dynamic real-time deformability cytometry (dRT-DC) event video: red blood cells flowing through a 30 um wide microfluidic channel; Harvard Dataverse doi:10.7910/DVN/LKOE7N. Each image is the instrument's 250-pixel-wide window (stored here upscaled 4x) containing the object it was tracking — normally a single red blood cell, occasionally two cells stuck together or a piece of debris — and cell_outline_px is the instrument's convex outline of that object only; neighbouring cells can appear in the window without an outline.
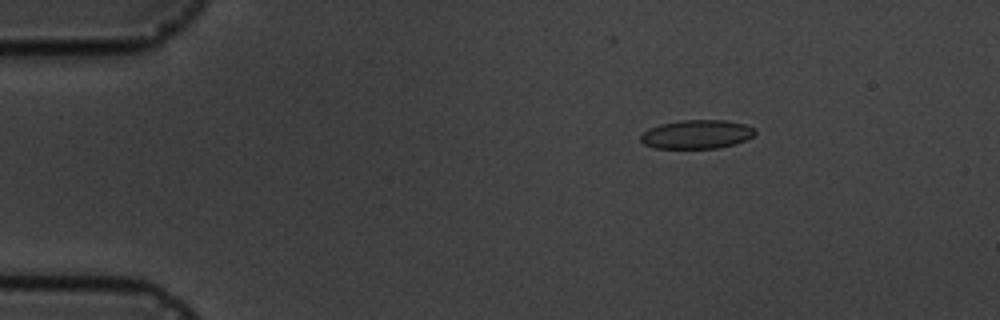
{"species": "common noctule bat (a hibernating species)", "species_latin": "Nyctalus noctula", "temperature_condition": "cold", "stored_images_in_passage": 6, "camera_frame_rate_fps": 3000, "um_per_image_px": 0.085, "animal": {"sex": "male", "body_mass_g": 19.5, "forearm_length_mm": 54.6}, "frame": {"image": 1, "passage_image": 3, "time_ms": 2.0, "image_size_px": [1000, 320], "cell_outline_px": [[756, 132], [752, 136], [736, 144], [716, 148], [656, 148], [644, 144], [640, 140], [640, 136], [648, 128], [660, 124], [684, 120], [724, 120], [744, 124], [756, 128]], "centroid_in_image_um": [59.22, 11.41], "position_along_channel_um": 25.8, "area_um2": 19.13}}